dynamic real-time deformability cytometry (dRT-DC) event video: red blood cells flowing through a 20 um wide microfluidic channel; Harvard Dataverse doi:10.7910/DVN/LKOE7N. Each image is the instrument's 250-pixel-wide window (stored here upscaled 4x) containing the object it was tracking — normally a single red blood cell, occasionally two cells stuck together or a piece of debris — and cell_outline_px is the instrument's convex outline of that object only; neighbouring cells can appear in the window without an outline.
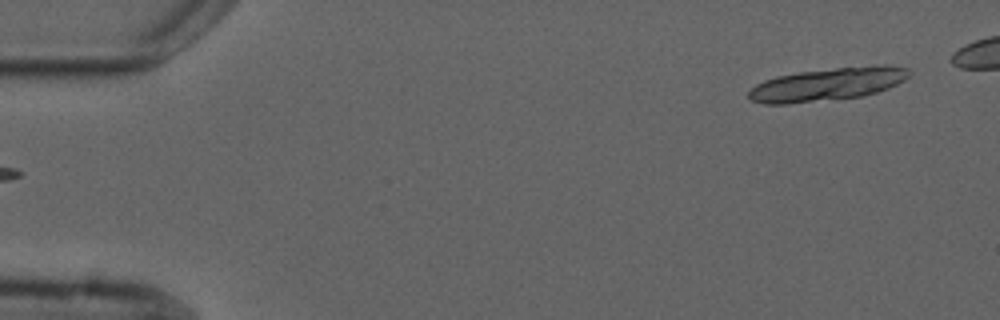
{"species": "common noctule bat (a hibernating species)", "species_latin": "Nyctalus noctula", "temperature_condition": "cold", "stored_images_in_passage": 3, "segment_of_instrument_passage": [2, 2], "camera_frame_rate_fps": 3000, "um_per_image_px": 0.085, "animal": {"sex": "male", "forearm_length_mm": 52.5}, "frame": {"image": 1, "passage_image": 3, "time_ms": 3.0, "image_size_px": [1000, 320], "cell_outline_px": [[912, 72], [904, 80], [888, 88], [864, 96], [788, 104], [764, 104], [752, 100], [748, 96], [748, 92], [756, 84], [764, 80], [776, 76], [800, 72], [836, 68], [876, 64], [888, 64], [908, 68]], "centroid_in_image_um": [70.37, 7.15], "position_along_channel_um": 14.6, "area_um2": 30.87}}